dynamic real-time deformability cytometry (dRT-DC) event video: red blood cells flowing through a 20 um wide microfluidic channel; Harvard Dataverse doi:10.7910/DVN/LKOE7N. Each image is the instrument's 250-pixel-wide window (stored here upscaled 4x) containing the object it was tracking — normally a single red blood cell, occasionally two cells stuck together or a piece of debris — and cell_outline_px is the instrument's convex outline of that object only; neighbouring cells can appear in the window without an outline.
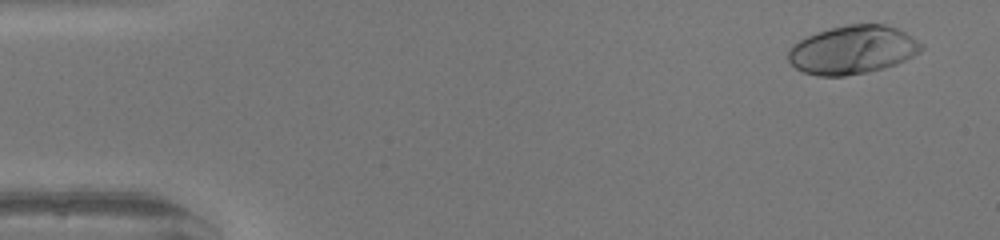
{"species": "human", "species_latin": "Homo sapiens", "temperature_condition": "warm", "stored_images_in_passage": 42, "camera_frame_rate_fps": 3000, "um_per_image_px": 0.085, "donor": {"sex": "female"}, "frame": {"image": 1, "passage_image": 3, "time_ms": 0.667, "image_size_px": [1000, 240], "cell_outline_px": [[924, 48], [920, 52], [896, 64], [864, 72], [844, 76], [816, 76], [804, 72], [796, 68], [788, 60], [788, 48], [792, 44], [816, 32], [828, 28], [848, 24], [884, 24], [896, 28], [912, 36]], "centroid_in_image_um": [72.43, 4.23], "position_along_channel_um": 12.6, "area_um2": 37.34}}
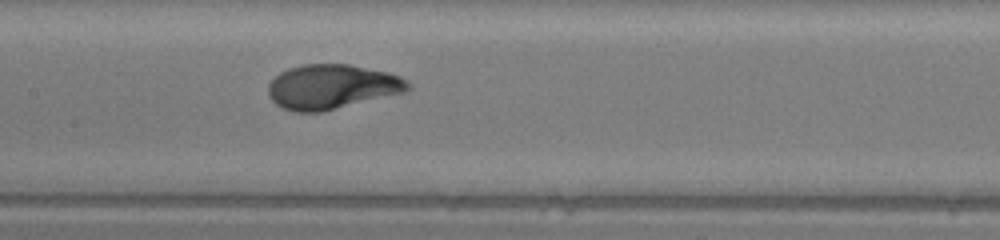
{"frame": {"image": 2, "passage_image": 25, "time_ms": 8.0, "image_size_px": [1000, 240], "cell_outline_px": [[412, 88], [408, 92], [320, 112], [296, 112], [284, 108], [276, 104], [268, 96], [268, 84], [280, 72], [288, 68], [304, 64], [348, 64], [388, 72], [400, 76], [408, 80], [412, 84]], "centroid_in_image_um": [28.26, 7.37], "position_along_channel_um": 179.1, "area_um2": 36.59}}
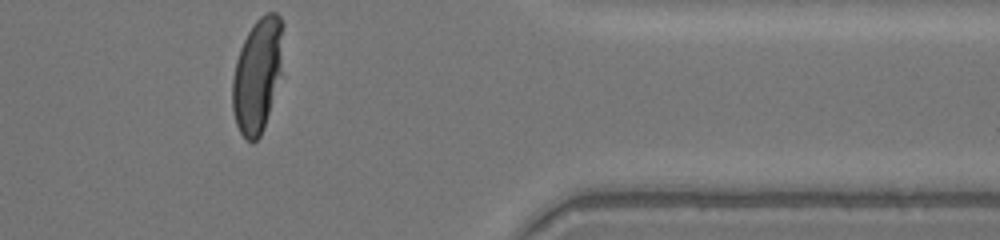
{"frame": {"image": 3, "passage_image": 42, "time_ms": 13.667, "image_size_px": [1000, 240], "cell_outline_px": [[284, 24], [280, 72], [268, 112], [260, 136], [256, 140], [248, 140], [240, 132], [236, 124], [232, 108], [232, 80], [236, 60], [240, 48], [248, 32], [256, 20], [264, 12], [276, 12], [280, 16]], "centroid_in_image_um": [21.86, 6.3], "position_along_channel_um": 389.5, "area_um2": 33.18}, "authors_computed_cell_mechanics": {"area_um2": 35.9516, "velocity_mm_per_s": 4.0771, "shape_relaxation_time_tau1_ms": 3.9777, "shape_relaxation_time_tau2_ms": null, "deformation_change_tau1": 0.255, "deformation_change_tau2": null}}